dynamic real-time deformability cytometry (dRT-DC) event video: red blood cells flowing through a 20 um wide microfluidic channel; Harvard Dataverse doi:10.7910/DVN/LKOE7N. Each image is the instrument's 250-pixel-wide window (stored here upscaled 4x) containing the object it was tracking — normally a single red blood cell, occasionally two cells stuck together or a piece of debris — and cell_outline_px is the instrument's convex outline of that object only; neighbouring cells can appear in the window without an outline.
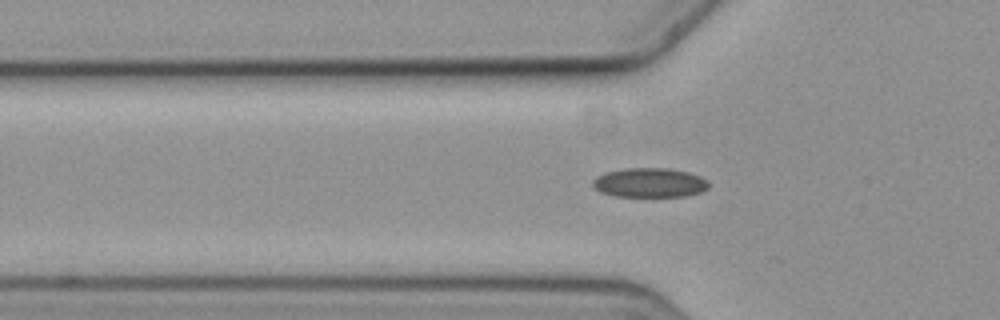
{"species": "common noctule bat (a hibernating species)", "species_latin": "Nyctalus noctula", "temperature_condition": "cold", "stored_images_in_passage": 41, "camera_frame_rate_fps": 3000, "um_per_image_px": 0.085, "animal": {"sex": "female", "body_mass_g": 19.3, "forearm_length_mm": 54.1}, "frame": {"image": 1, "passage_image": 6, "time_ms": 1.667, "image_size_px": [1000, 320], "cell_outline_px": [[708, 188], [700, 192], [688, 196], [616, 196], [600, 192], [592, 184], [592, 180], [596, 176], [604, 172], [624, 168], [668, 168], [688, 172], [700, 176], [708, 180]], "centroid_in_image_um": [55.21, 15.52], "position_along_channel_um": 70.6, "area_um2": 19.94}}
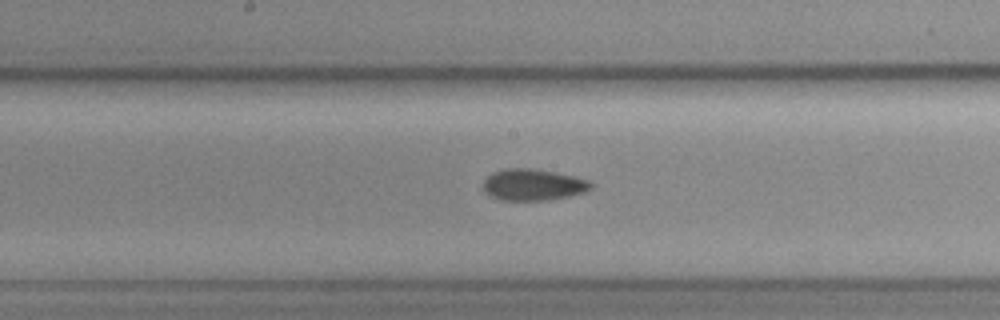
{"frame": {"image": 2, "passage_image": 17, "time_ms": 5.333, "image_size_px": [1000, 320], "cell_outline_px": [[592, 188], [584, 192], [568, 196], [548, 200], [500, 200], [484, 192], [484, 180], [492, 172], [504, 168], [532, 168], [576, 176], [588, 180], [592, 184]], "centroid_in_image_um": [45.31, 15.69], "position_along_channel_um": 202.9, "area_um2": 19.77}}
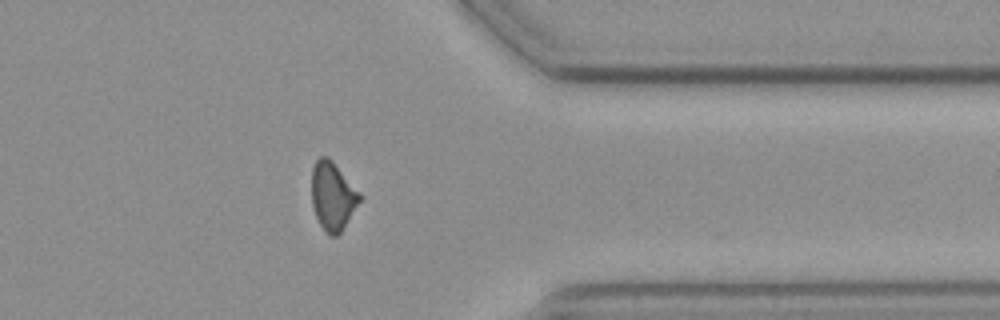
{"frame": {"image": 3, "passage_image": 33, "time_ms": 10.667, "image_size_px": [1000, 320], "cell_outline_px": [[360, 200], [340, 232], [336, 236], [328, 236], [324, 232], [316, 216], [312, 204], [312, 168], [316, 160], [320, 156], [328, 156], [332, 160], [360, 196]], "centroid_in_image_um": [28.22, 16.67], "position_along_channel_um": 383.2, "area_um2": 18.5}}